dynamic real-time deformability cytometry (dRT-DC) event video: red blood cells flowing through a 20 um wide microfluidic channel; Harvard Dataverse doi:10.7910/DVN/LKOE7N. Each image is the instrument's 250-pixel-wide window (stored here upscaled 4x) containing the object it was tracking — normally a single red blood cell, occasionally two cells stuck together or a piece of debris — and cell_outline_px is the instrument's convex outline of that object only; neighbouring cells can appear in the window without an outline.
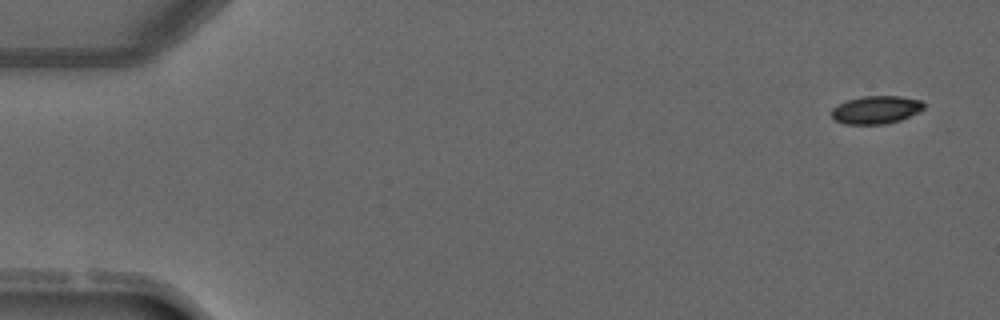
{"species": "common noctule bat (a hibernating species)", "species_latin": "Nyctalus noctula", "temperature_condition": "warm", "stored_images_in_passage": 3, "camera_frame_rate_fps": 3000, "um_per_image_px": 0.085, "animal": {"sex": "male", "forearm_length_mm": 52.5}, "frame": {"image": 1, "passage_image": 1, "time_ms": 0.0, "image_size_px": [1000, 320], "cell_outline_px": [[924, 108], [900, 120], [884, 124], [844, 124], [836, 120], [832, 116], [832, 108], [848, 100], [864, 96], [900, 96], [920, 100], [924, 104]], "centroid_in_image_um": [74.45, 9.33], "position_along_channel_um": 10.5, "area_um2": 14.74}}